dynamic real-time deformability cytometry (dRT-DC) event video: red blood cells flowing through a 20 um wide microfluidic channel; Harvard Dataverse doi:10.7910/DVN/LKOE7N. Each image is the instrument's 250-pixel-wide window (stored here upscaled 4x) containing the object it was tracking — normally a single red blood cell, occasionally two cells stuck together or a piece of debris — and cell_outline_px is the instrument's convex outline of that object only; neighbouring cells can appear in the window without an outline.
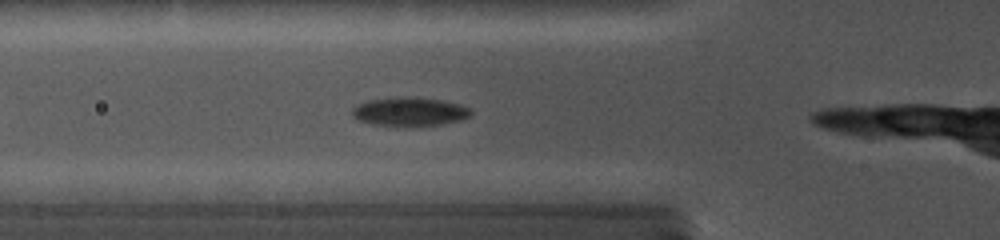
{"species": "common noctule bat (a hibernating species)", "species_latin": "Nyctalus noctula", "temperature_condition": "cold", "stored_images_in_passage": 3, "camera_frame_rate_fps": 5000, "um_per_image_px": 0.085, "animal": {"sex": "female", "body_mass_g": 19.0, "forearm_length_mm": 56.7}, "frame": {"image": 1, "passage_image": 3, "time_ms": 2.0, "image_size_px": [1000, 240], "cell_outline_px": [[472, 116], [460, 120], [444, 124], [420, 128], [372, 124], [360, 120], [352, 116], [352, 108], [360, 104], [372, 100], [444, 100], [468, 108], [472, 112]], "centroid_in_image_um": [34.87, 9.59], "position_along_channel_um": 90.9, "area_um2": 19.07}}